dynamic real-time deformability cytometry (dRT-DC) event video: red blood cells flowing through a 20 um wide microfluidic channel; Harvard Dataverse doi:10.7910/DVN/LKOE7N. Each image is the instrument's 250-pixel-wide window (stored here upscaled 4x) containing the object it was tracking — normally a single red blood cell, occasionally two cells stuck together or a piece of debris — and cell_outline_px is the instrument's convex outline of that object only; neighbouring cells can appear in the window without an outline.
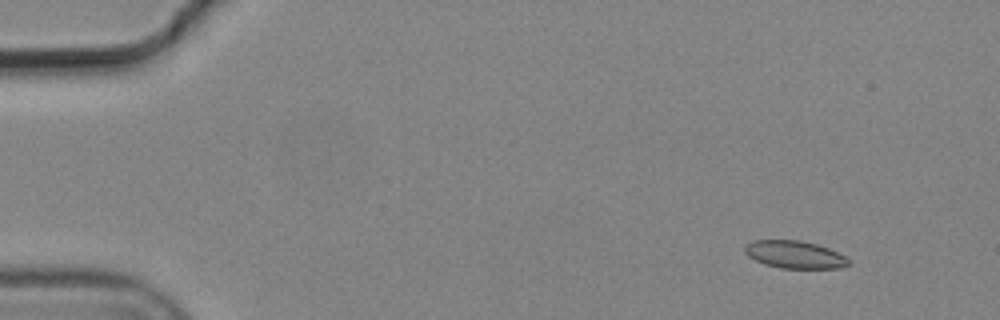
{"species": "common noctule bat (a hibernating species)", "species_latin": "Nyctalus noctula", "temperature_condition": "cold", "stored_images_in_passage": 7, "camera_frame_rate_fps": 3000, "um_per_image_px": 0.085, "animal": {"sex": "male", "body_mass_g": 19.2, "forearm_length_mm": 51.8}, "frame": {"image": 1, "passage_image": 2, "time_ms": 0.333, "image_size_px": [1000, 320], "cell_outline_px": [[848, 264], [840, 268], [780, 268], [764, 264], [748, 256], [744, 252], [744, 248], [752, 240], [800, 240], [816, 244], [828, 248], [844, 256], [848, 260]], "centroid_in_image_um": [67.51, 21.63], "position_along_channel_um": 17.5, "area_um2": 16.47}}
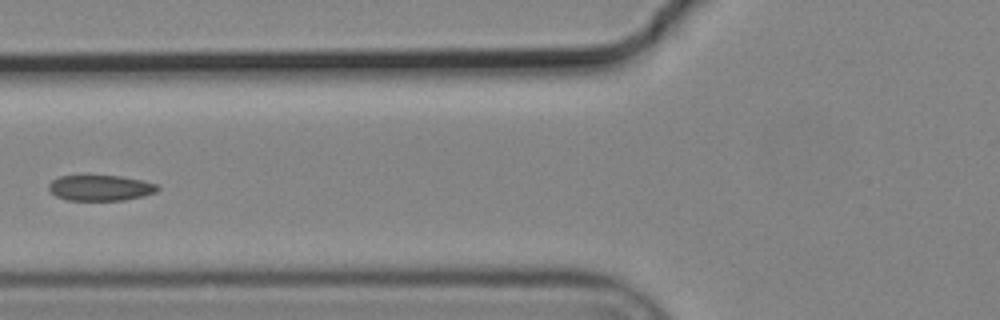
{"frame": {"image": 2, "passage_image": 6, "time_ms": 1.667, "image_size_px": [1000, 320], "cell_outline_px": [[160, 188], [156, 192], [144, 196], [124, 200], [68, 200], [56, 196], [48, 188], [48, 184], [52, 180], [60, 176], [120, 176], [140, 180], [156, 184]], "centroid_in_image_um": [8.54, 15.97], "position_along_channel_um": 117.3, "area_um2": 16.13}}
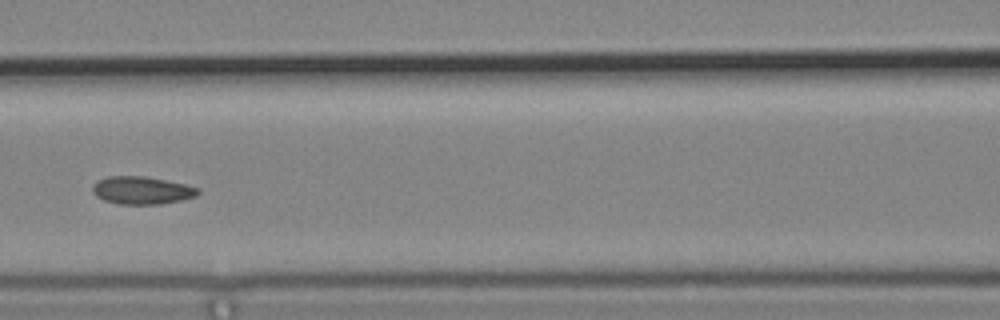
{"frame": {"image": 3, "passage_image": 7, "time_ms": 2.0, "image_size_px": [1000, 320], "cell_outline_px": [[200, 192], [196, 196], [180, 200], [160, 204], [120, 204], [104, 200], [96, 196], [92, 192], [92, 184], [96, 180], [108, 176], [144, 176], [184, 184], [200, 188]], "centroid_in_image_um": [12.02, 16.17], "position_along_channel_um": 154.6, "area_um2": 17.05}}